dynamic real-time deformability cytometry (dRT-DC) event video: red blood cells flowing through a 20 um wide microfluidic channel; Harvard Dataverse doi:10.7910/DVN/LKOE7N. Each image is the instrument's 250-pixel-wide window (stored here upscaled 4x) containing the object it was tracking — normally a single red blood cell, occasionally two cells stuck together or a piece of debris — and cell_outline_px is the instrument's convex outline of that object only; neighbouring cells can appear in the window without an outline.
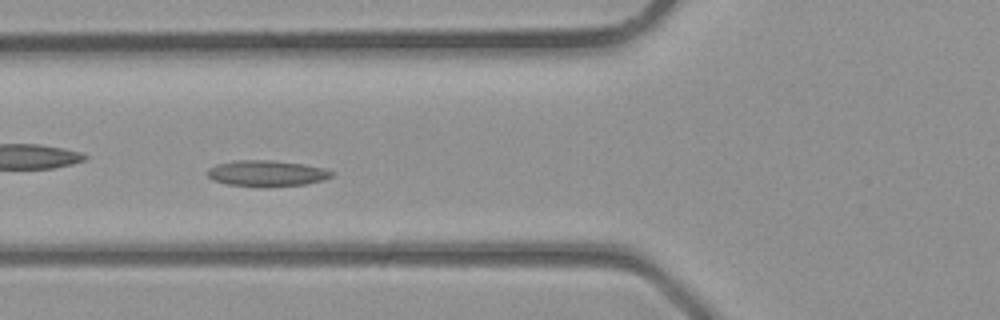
{"species": "common noctule bat (a hibernating species)", "species_latin": "Nyctalus noctula", "temperature_condition": "room temperature", "stored_images_in_passage": 33, "camera_frame_rate_fps": 3000, "um_per_image_px": 0.085, "animal": {"sex": "male", "body_mass_g": 23.1, "forearm_length_mm": 52.7}, "frame": {"image": 1, "passage_image": 9, "time_ms": 2.667, "image_size_px": [1000, 320], "cell_outline_px": [[336, 172], [332, 176], [324, 180], [304, 184], [264, 188], [228, 184], [212, 180], [208, 176], [208, 168], [216, 164], [236, 160], [272, 160], [304, 164], [324, 168]], "centroid_in_image_um": [22.69, 14.74], "position_along_channel_um": 103.1, "area_um2": 19.13}}
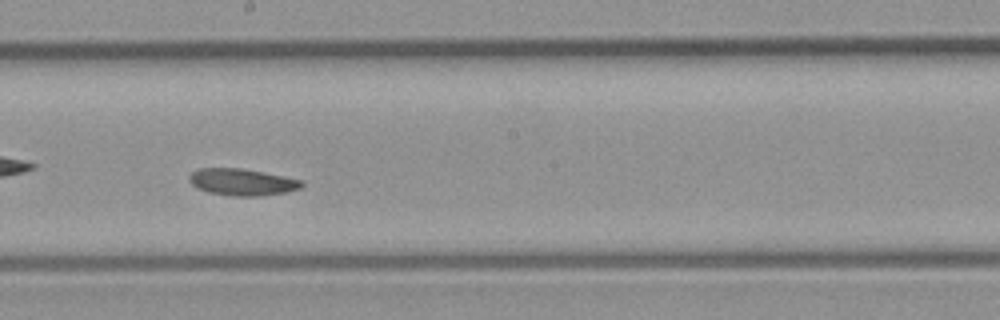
{"frame": {"image": 2, "passage_image": 16, "time_ms": 5.0, "image_size_px": [1000, 320], "cell_outline_px": [[304, 184], [300, 188], [288, 192], [260, 196], [232, 196], [208, 192], [196, 188], [188, 180], [188, 176], [196, 168], [240, 168], [264, 172], [304, 180]], "centroid_in_image_um": [20.58, 15.47], "position_along_channel_um": 227.6, "area_um2": 17.8}}
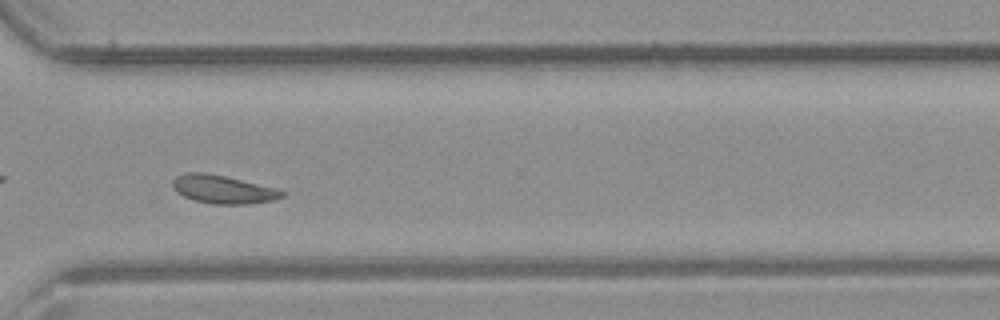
{"frame": {"image": 3, "passage_image": 23, "time_ms": 7.333, "image_size_px": [1000, 320], "cell_outline_px": [[284, 196], [276, 200], [248, 204], [212, 204], [192, 200], [176, 192], [172, 184], [172, 180], [176, 176], [184, 172], [208, 172], [276, 188], [284, 192]], "centroid_in_image_um": [18.93, 16.09], "position_along_channel_um": 351.7, "area_um2": 18.21}}